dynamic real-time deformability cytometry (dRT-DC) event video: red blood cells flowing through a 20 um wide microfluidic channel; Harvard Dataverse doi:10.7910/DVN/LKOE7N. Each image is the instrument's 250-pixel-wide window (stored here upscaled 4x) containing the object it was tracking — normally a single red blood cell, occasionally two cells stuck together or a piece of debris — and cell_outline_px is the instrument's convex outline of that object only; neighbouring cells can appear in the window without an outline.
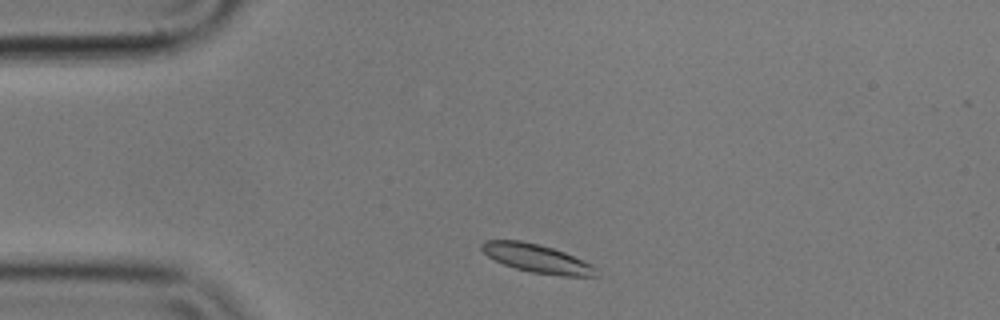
{"species": "common noctule bat (a hibernating species)", "species_latin": "Nyctalus noctula", "temperature_condition": "cold", "stored_images_in_passage": 3, "camera_frame_rate_fps": 3000, "um_per_image_px": 0.085, "animal": {"sex": "male", "body_mass_g": 17.9}, "frame": {"image": 1, "passage_image": 1, "time_ms": 0.0, "image_size_px": [1000, 320], "cell_outline_px": [[600, 276], [564, 276], [532, 272], [516, 268], [504, 264], [488, 256], [480, 248], [480, 244], [484, 240], [520, 240], [552, 248], [564, 252], [592, 264], [596, 268]], "centroid_in_image_um": [45.65, 21.97], "position_along_channel_um": 39.3, "area_um2": 18.79}}